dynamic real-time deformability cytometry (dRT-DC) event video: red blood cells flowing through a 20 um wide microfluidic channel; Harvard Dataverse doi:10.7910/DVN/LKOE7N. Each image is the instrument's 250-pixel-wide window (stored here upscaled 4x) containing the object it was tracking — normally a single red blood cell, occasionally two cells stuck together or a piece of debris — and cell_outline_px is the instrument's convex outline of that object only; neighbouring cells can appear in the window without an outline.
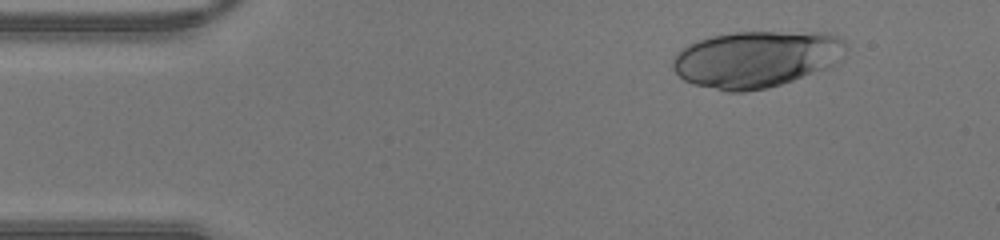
{"species": "human", "species_latin": "Homo sapiens", "temperature_condition": "warm", "stored_images_in_passage": 40, "camera_frame_rate_fps": 3000, "um_per_image_px": 0.085, "donor": {"sex": "male"}, "frame": {"image": 1, "passage_image": 1, "time_ms": 0.0, "image_size_px": [1000, 240], "cell_outline_px": [[844, 56], [832, 68], [780, 84], [764, 88], [744, 92], [728, 92], [692, 84], [684, 80], [672, 68], [672, 56], [680, 48], [688, 44], [712, 36], [736, 32], [828, 32], [844, 40]], "centroid_in_image_um": [64.29, 5.02], "position_along_channel_um": 20.7, "area_um2": 57.63}}
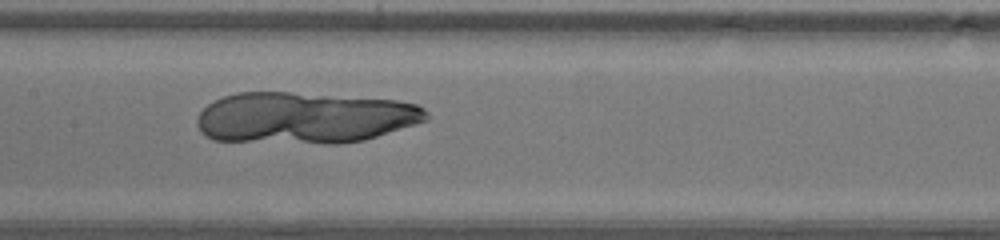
{"frame": {"image": 2, "passage_image": 17, "time_ms": 5.333, "image_size_px": [1000, 240], "cell_outline_px": [[428, 120], [364, 140], [340, 144], [324, 144], [212, 140], [204, 136], [200, 132], [196, 124], [196, 116], [212, 100], [236, 92], [288, 92], [396, 100], [416, 104], [424, 108], [428, 112]], "centroid_in_image_um": [25.84, 10.02], "position_along_channel_um": 181.6, "area_um2": 69.19}}
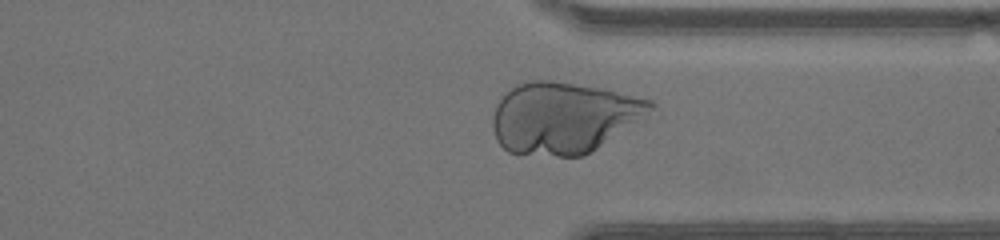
{"frame": {"image": 3, "passage_image": 29, "time_ms": 9.333, "image_size_px": [1000, 240], "cell_outline_px": [[656, 108], [584, 156], [556, 156], [508, 152], [496, 140], [492, 124], [492, 116], [496, 104], [516, 84], [532, 80], [552, 80], [604, 88], [652, 100], [656, 104]], "centroid_in_image_um": [47.88, 9.98], "position_along_channel_um": 363.5, "area_um2": 65.2}}